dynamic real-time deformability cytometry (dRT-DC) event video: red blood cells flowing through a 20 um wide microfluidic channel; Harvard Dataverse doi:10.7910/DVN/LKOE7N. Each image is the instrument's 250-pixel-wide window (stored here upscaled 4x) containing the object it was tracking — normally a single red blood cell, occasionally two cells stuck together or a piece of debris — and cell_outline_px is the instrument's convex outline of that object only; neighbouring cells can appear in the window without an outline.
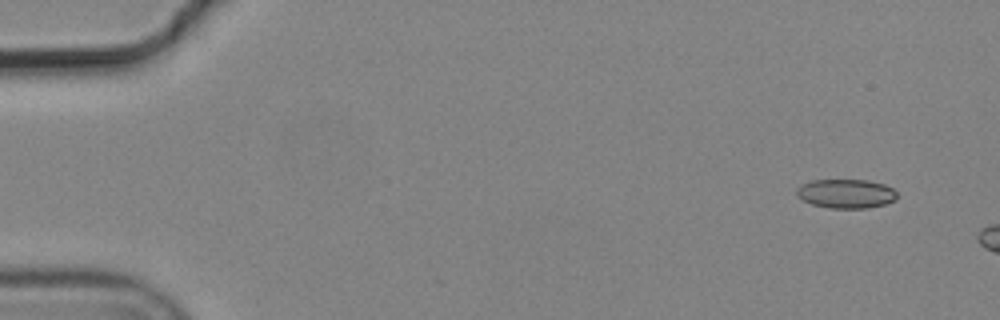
{"species": "common noctule bat (a hibernating species)", "species_latin": "Nyctalus noctula", "temperature_condition": "cold", "stored_images_in_passage": 6, "camera_frame_rate_fps": 3000, "um_per_image_px": 0.085, "animal": {"sex": "male", "body_mass_g": 19.2, "forearm_length_mm": 51.8}, "frame": {"image": 1, "passage_image": 1, "time_ms": 0.0, "image_size_px": [1000, 320], "cell_outline_px": [[896, 200], [884, 204], [868, 208], [828, 208], [812, 204], [796, 196], [796, 188], [812, 180], [868, 180], [884, 184], [892, 188], [896, 192]], "centroid_in_image_um": [71.91, 16.46], "position_along_channel_um": 13.1, "area_um2": 16.99}}
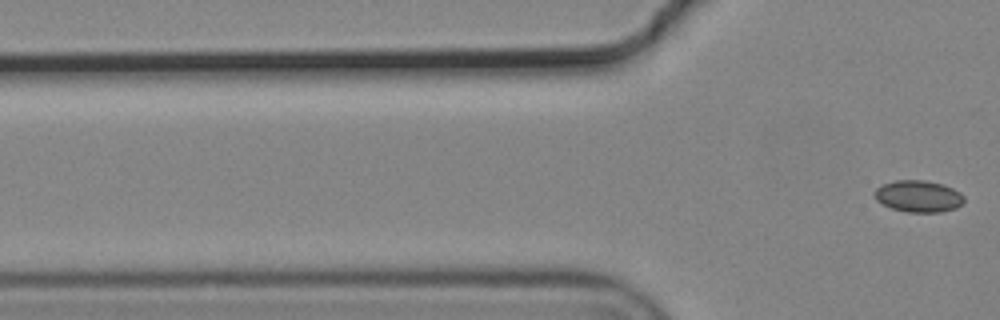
{"frame": {"image": 2, "passage_image": 6, "time_ms": 1.667, "image_size_px": [1000, 320], "cell_outline_px": [[964, 200], [956, 208], [940, 212], [908, 212], [892, 208], [876, 200], [872, 192], [876, 188], [884, 184], [896, 180], [924, 180], [944, 184], [960, 192], [964, 196]], "centroid_in_image_um": [78.06, 16.67], "position_along_channel_um": 47.7, "area_um2": 16.53}}